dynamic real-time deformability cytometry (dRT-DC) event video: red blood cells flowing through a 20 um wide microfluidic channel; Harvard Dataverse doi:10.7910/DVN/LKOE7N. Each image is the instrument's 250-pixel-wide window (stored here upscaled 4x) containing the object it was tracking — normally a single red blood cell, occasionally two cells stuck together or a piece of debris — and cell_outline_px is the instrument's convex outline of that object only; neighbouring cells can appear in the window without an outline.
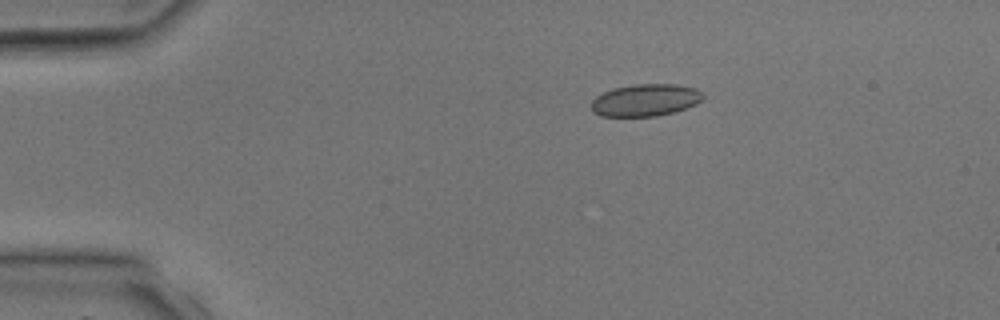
{"species": "common noctule bat (a hibernating species)", "species_latin": "Nyctalus noctula", "temperature_condition": "room temperature", "stored_images_in_passage": 4, "camera_frame_rate_fps": 3000, "um_per_image_px": 0.085, "animal": {"sex": "male", "body_mass_g": 17.9, "forearm_length_mm": 54.2}, "frame": {"image": 1, "passage_image": 2, "time_ms": 1.333, "image_size_px": [1000, 320], "cell_outline_px": [[704, 96], [696, 104], [676, 112], [656, 116], [600, 116], [592, 112], [592, 100], [596, 96], [612, 88], [636, 84], [676, 84], [696, 88]], "centroid_in_image_um": [54.85, 8.51], "position_along_channel_um": 30.2, "area_um2": 20.98}}
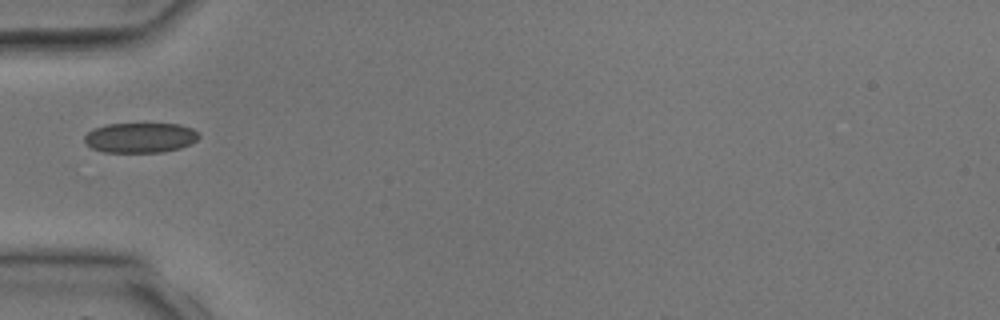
{"frame": {"image": 2, "passage_image": 4, "time_ms": 3.333, "image_size_px": [1000, 320], "cell_outline_px": [[200, 136], [196, 140], [180, 148], [164, 152], [104, 152], [92, 148], [84, 144], [84, 136], [88, 132], [96, 128], [108, 124], [180, 124], [192, 128], [200, 132]], "centroid_in_image_um": [11.93, 11.7], "position_along_channel_um": 73.1, "area_um2": 20.06}}